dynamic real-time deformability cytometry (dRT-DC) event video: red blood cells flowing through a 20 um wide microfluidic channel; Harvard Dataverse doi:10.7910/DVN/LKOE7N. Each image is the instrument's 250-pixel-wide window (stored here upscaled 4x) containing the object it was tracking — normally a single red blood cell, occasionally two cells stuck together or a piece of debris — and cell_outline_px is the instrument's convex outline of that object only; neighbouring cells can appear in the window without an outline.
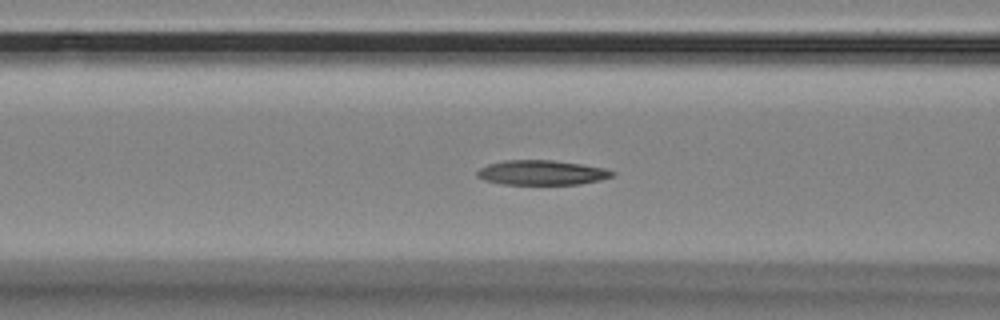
{"species": "Egyptian fruit bat (a non-hibernating species)", "species_latin": "Rousettus aegyptiacus", "temperature_condition": "room temperature", "stored_images_in_passage": 58, "segment_of_instrument_passage": [1, 2], "camera_frame_rate_fps": 3000, "um_per_image_px": 0.085, "animal": {"sex": "female"}, "frame": {"image": 1, "passage_image": 22, "time_ms": 7.0, "image_size_px": [1000, 320], "cell_outline_px": [[616, 172], [612, 176], [600, 180], [580, 184], [504, 184], [484, 180], [476, 176], [476, 172], [480, 168], [488, 164], [504, 160], [552, 160], [580, 164], [604, 168]], "centroid_in_image_um": [46.03, 14.67], "position_along_channel_um": 120.6, "area_um2": 19.36}}
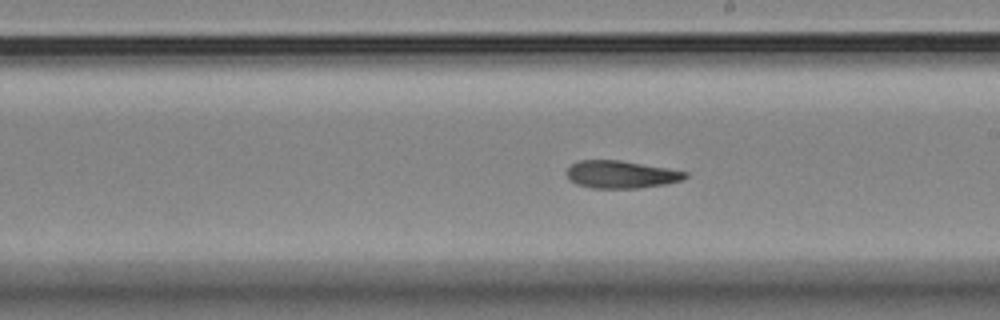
{"frame": {"image": 2, "passage_image": 32, "time_ms": 10.333, "image_size_px": [1000, 320], "cell_outline_px": [[688, 176], [680, 180], [664, 184], [640, 188], [592, 188], [576, 184], [568, 180], [568, 168], [572, 164], [580, 160], [620, 160], [668, 168], [688, 172]], "centroid_in_image_um": [52.78, 14.83], "position_along_channel_um": 236.2, "area_um2": 18.96}}
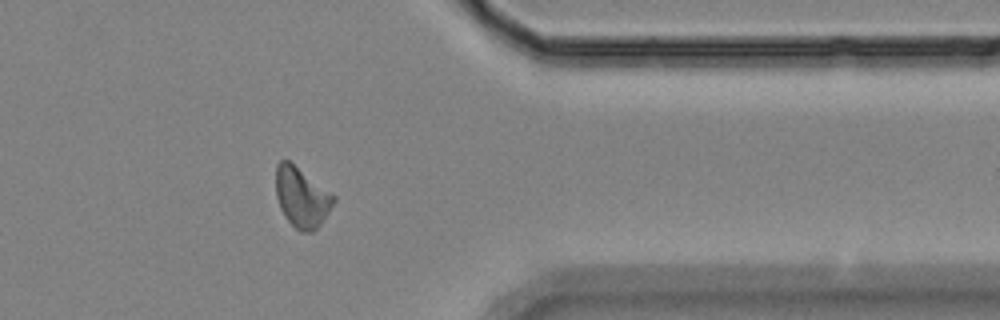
{"frame": {"image": 3, "passage_image": 46, "time_ms": 15.0, "image_size_px": [1000, 320], "cell_outline_px": [[336, 200], [324, 220], [312, 232], [300, 232], [284, 216], [280, 208], [276, 196], [276, 164], [280, 160], [288, 160], [336, 196]], "centroid_in_image_um": [25.64, 16.78], "position_along_channel_um": 385.8, "area_um2": 20.11}}